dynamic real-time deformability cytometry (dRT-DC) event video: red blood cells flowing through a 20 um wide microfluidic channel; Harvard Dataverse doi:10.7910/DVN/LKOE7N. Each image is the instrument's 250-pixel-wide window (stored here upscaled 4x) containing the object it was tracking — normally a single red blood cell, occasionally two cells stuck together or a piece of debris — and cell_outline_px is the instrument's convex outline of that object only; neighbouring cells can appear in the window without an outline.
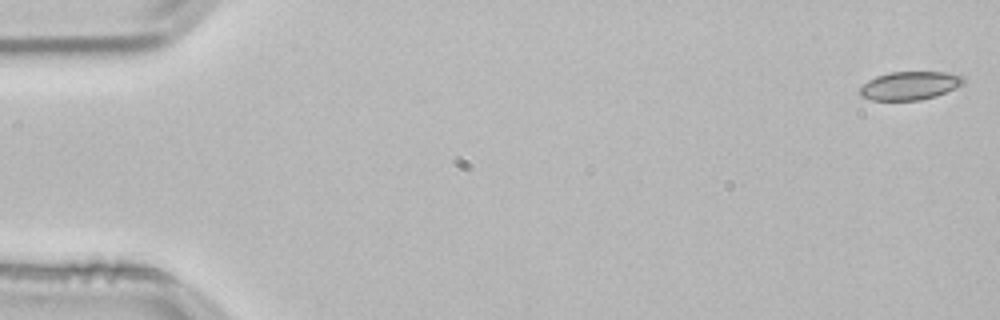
{"species": "common noctule bat (a hibernating species)", "species_latin": "Nyctalus noctula", "temperature_condition": "room temperature", "stored_images_in_passage": 53, "camera_frame_rate_fps": 3000, "um_per_image_px": 0.085, "animal": {"sex": "male", "body_mass_g": 21.5, "forearm_length_mm": 52.0}, "frame": {"image": 1, "passage_image": 1, "time_ms": 0.0, "image_size_px": [1000, 320], "cell_outline_px": [[964, 84], [956, 88], [936, 96], [920, 100], [872, 100], [860, 96], [856, 92], [868, 80], [876, 76], [892, 72], [960, 72], [964, 76]], "centroid_in_image_um": [77.37, 7.27], "position_along_channel_um": 7.6, "area_um2": 17.46}}
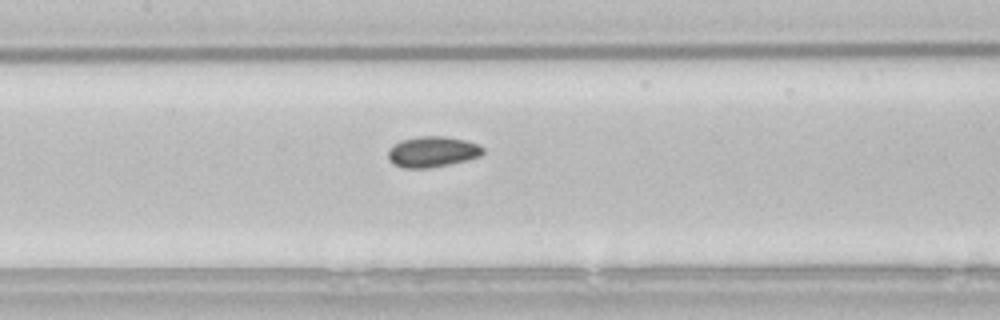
{"frame": {"image": 2, "passage_image": 25, "time_ms": 8.0, "image_size_px": [1000, 320], "cell_outline_px": [[484, 152], [480, 156], [468, 160], [428, 168], [404, 168], [388, 160], [388, 148], [400, 140], [420, 136], [444, 136], [468, 140], [480, 144], [484, 148]], "centroid_in_image_um": [36.78, 12.88], "position_along_channel_um": 170.6, "area_um2": 17.17}}
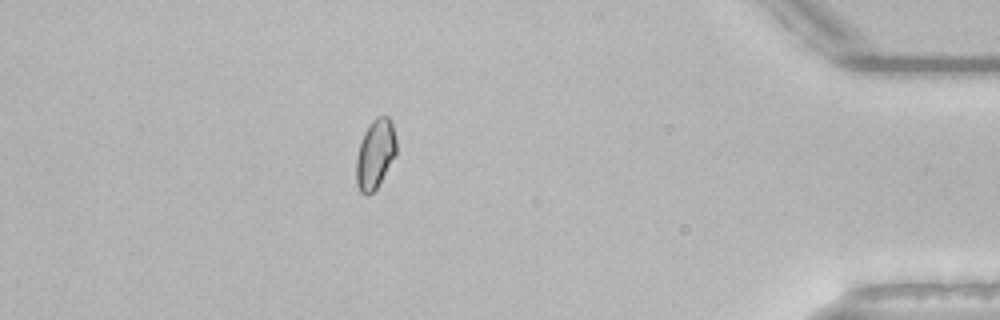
{"frame": {"image": 3, "passage_image": 47, "time_ms": 15.333, "image_size_px": [1000, 320], "cell_outline_px": [[396, 156], [376, 188], [368, 196], [364, 196], [360, 192], [356, 184], [356, 156], [364, 132], [368, 124], [376, 116], [388, 116], [392, 120], [396, 140]], "centroid_in_image_um": [31.89, 13.09], "position_along_channel_um": 403.3, "area_um2": 16.47}, "authors_computed_cell_mechanics": {"area_um2": 16.5308, "velocity_mm_per_s": 3.8115, "shape_relaxation_time_tau1_ms": null, "shape_relaxation_time_tau2_ms": 7.3356, "deformation_change_tau1": null, "deformation_change_tau2": 0.0814}}